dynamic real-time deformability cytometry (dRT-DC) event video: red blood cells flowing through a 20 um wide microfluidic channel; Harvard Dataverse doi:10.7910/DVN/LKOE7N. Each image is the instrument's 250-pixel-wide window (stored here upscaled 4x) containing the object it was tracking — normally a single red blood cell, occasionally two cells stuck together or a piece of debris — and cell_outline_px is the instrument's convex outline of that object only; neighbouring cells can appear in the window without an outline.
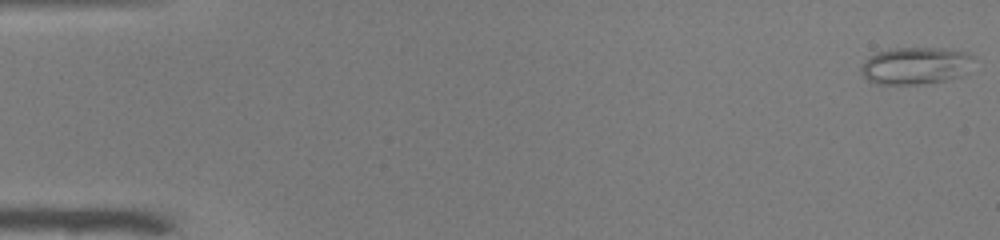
{"species": "common noctule bat (a hibernating species)", "species_latin": "Nyctalus noctula", "temperature_condition": "warm", "stored_images_in_passage": 51, "camera_frame_rate_fps": 3000, "um_per_image_px": 0.085, "animal": {"sex": "male", "body_mass_g": 19.0, "forearm_length_mm": 50.8}, "frame": {"image": 1, "passage_image": 1, "time_ms": 0.0, "image_size_px": [1000, 240], "cell_outline_px": [[972, 56], [968, 72], [964, 76], [944, 80], [920, 84], [880, 84], [868, 80], [860, 72], [860, 68], [864, 60], [868, 56], [876, 52], [888, 48], [944, 48], [968, 52]], "centroid_in_image_um": [77.8, 5.57], "position_along_channel_um": 7.2, "area_um2": 24.62}}
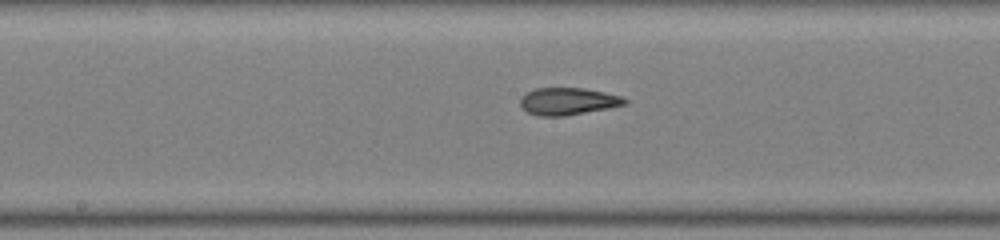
{"frame": {"image": 2, "passage_image": 27, "time_ms": 8.667, "image_size_px": [1000, 240], "cell_outline_px": [[628, 104], [608, 108], [564, 116], [540, 116], [528, 112], [520, 104], [520, 100], [528, 92], [536, 88], [584, 88], [604, 92], [620, 96], [628, 100]], "centroid_in_image_um": [48.31, 8.61], "position_along_channel_um": 199.9, "area_um2": 16.36}}
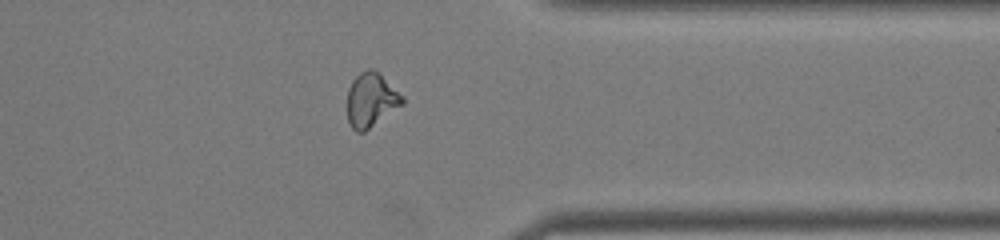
{"frame": {"image": 3, "passage_image": 41, "time_ms": 13.333, "image_size_px": [1000, 240], "cell_outline_px": [[404, 104], [364, 132], [356, 132], [352, 128], [348, 120], [348, 88], [352, 80], [360, 72], [368, 68], [372, 68], [404, 96]], "centroid_in_image_um": [31.54, 8.5], "position_along_channel_um": 379.9, "area_um2": 17.28}, "authors_computed_cell_mechanics": {"area_um2": 17.7446, "velocity_mm_per_s": 3.9863, "shape_relaxation_time_tau1_ms": null, "shape_relaxation_time_tau2_ms": 1.9517, "deformation_change_tau1": null, "deformation_change_tau2": 0.0885}}